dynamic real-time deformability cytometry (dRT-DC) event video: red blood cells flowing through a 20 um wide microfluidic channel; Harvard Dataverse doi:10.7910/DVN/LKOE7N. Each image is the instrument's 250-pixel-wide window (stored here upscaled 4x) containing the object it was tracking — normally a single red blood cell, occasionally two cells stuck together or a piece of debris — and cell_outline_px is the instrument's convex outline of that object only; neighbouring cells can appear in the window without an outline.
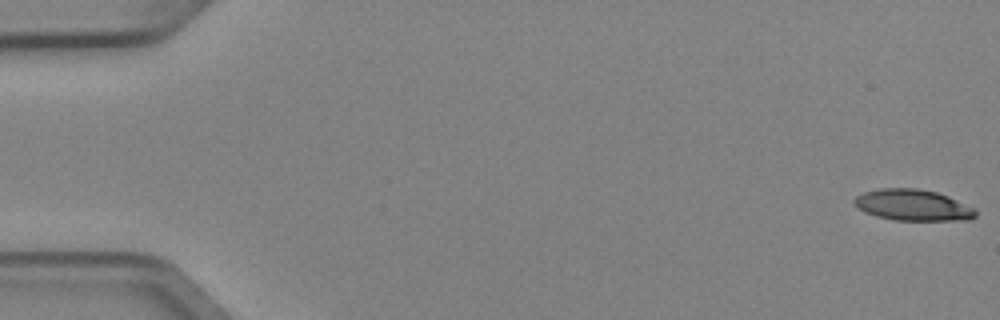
{"species": "Egyptian fruit bat (a non-hibernating species)", "species_latin": "Rousettus aegyptiacus", "temperature_condition": "cold", "stored_images_in_passage": 4, "camera_frame_rate_fps": 3000, "um_per_image_px": 0.085, "animal": {"sex": "female"}, "frame": {"image": 1, "passage_image": 1, "time_ms": 0.0, "image_size_px": [1000, 320], "cell_outline_px": [[976, 216], [972, 220], [896, 220], [876, 216], [864, 212], [852, 200], [856, 196], [864, 192], [880, 188], [916, 188], [936, 192], [948, 196], [976, 208]], "centroid_in_image_um": [77.63, 17.43], "position_along_channel_um": 7.4, "area_um2": 22.08}}